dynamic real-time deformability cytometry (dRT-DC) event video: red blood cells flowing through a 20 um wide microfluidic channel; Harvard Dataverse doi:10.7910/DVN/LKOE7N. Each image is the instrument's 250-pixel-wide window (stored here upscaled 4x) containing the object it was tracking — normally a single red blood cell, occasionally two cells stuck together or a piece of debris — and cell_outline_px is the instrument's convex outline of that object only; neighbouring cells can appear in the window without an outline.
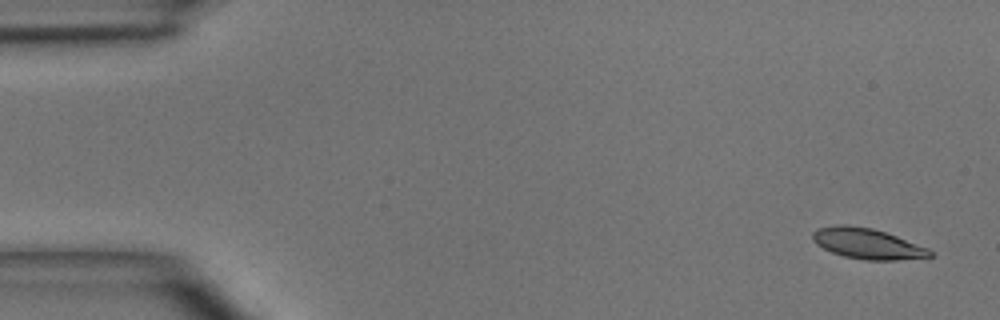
{"species": "common noctule bat (a hibernating species)", "species_latin": "Nyctalus noctula", "temperature_condition": "room temperature", "stored_images_in_passage": 4, "segment_of_instrument_passage": [2, 2], "camera_frame_rate_fps": 3000, "um_per_image_px": 0.085, "animal": {"sex": "male", "body_mass_g": 15.6}, "frame": {"image": 1, "passage_image": 4, "time_ms": 4.333, "image_size_px": [1000, 320], "cell_outline_px": [[932, 256], [896, 260], [864, 260], [844, 256], [832, 252], [816, 244], [812, 240], [812, 232], [816, 228], [836, 224], [848, 224], [872, 228], [896, 236], [928, 248], [932, 252]], "centroid_in_image_um": [73.66, 20.69], "position_along_channel_um": 11.3, "area_um2": 20.87}}